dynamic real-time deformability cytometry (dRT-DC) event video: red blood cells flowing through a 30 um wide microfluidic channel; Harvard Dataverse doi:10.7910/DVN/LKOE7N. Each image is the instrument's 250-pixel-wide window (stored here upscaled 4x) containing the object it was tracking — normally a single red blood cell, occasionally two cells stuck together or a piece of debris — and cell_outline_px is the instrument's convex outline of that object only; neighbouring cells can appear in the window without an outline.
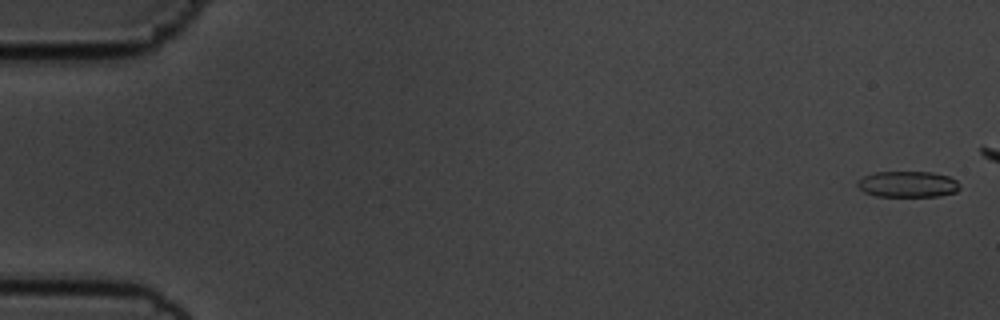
{"species": "common noctule bat (a hibernating species)", "species_latin": "Nyctalus noctula", "temperature_condition": "cold", "stored_images_in_passage": 20, "camera_frame_rate_fps": 3000, "um_per_image_px": 0.085, "animal": {"sex": "male", "body_mass_g": 19.5, "forearm_length_mm": 54.6}, "frame": {"image": 1, "passage_image": 2, "time_ms": 0.333, "image_size_px": [1000, 320], "cell_outline_px": [[960, 188], [956, 192], [940, 196], [876, 196], [864, 192], [856, 184], [864, 176], [876, 172], [932, 172], [948, 176], [956, 180], [960, 184]], "centroid_in_image_um": [77.19, 15.66], "position_along_channel_um": 7.8, "area_um2": 15.49}}
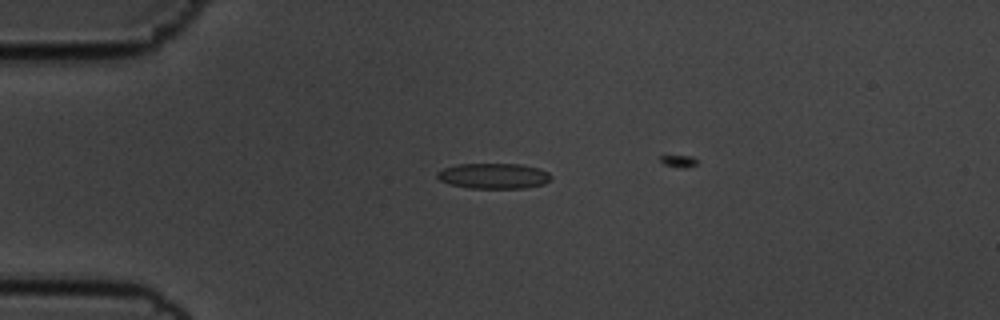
{"frame": {"image": 2, "passage_image": 15, "time_ms": 4.667, "image_size_px": [1000, 320], "cell_outline_px": [[552, 176], [544, 184], [524, 188], [468, 188], [448, 184], [440, 180], [436, 176], [436, 172], [444, 168], [460, 164], [520, 164], [540, 168], [548, 172]], "centroid_in_image_um": [41.95, 14.95], "position_along_channel_um": 43.1, "area_um2": 16.94}}